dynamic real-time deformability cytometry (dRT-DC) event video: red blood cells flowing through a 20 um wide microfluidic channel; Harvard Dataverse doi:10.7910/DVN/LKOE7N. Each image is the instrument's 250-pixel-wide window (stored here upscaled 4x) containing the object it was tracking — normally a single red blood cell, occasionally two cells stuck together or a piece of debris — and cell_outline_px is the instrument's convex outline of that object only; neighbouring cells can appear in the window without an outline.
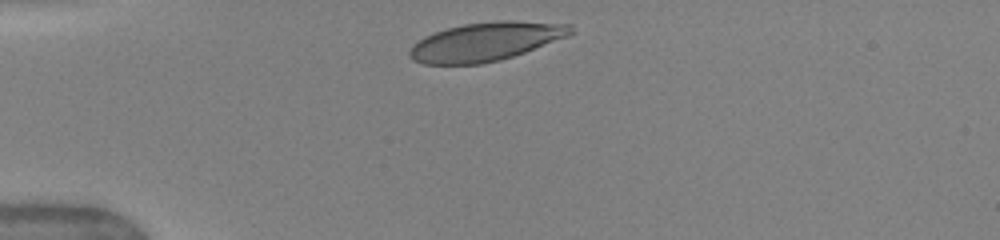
{"species": "human", "species_latin": "Homo sapiens", "temperature_condition": "warm", "stored_images_in_passage": 41, "camera_frame_rate_fps": 3000, "um_per_image_px": 0.085, "donor": {"sex": "female"}, "frame": {"image": 1, "passage_image": 1, "time_ms": 0.0, "image_size_px": [1000, 240], "cell_outline_px": [[576, 32], [568, 36], [524, 52], [500, 60], [484, 64], [424, 64], [412, 60], [408, 56], [408, 52], [412, 44], [424, 36], [448, 28], [464, 24], [496, 20], [512, 20], [572, 24]], "centroid_in_image_um": [41.29, 3.53], "position_along_channel_um": 43.7, "area_um2": 36.47}}
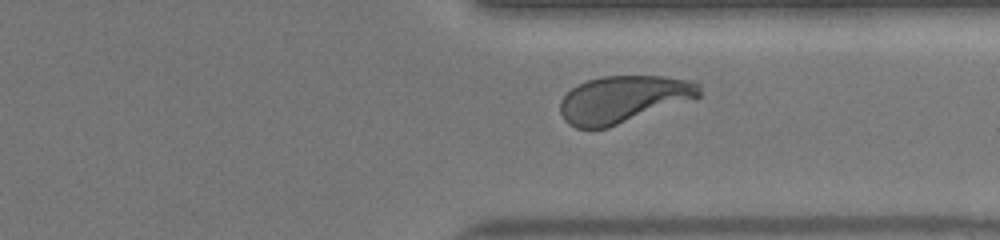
{"frame": {"image": 2, "passage_image": 35, "time_ms": 8.667, "image_size_px": [1000, 240], "cell_outline_px": [[700, 96], [696, 100], [608, 128], [576, 128], [568, 124], [564, 120], [560, 112], [560, 100], [572, 88], [588, 80], [604, 76], [664, 76], [696, 80], [700, 84]], "centroid_in_image_um": [53.06, 8.44], "position_along_channel_um": 358.3, "area_um2": 38.84}}
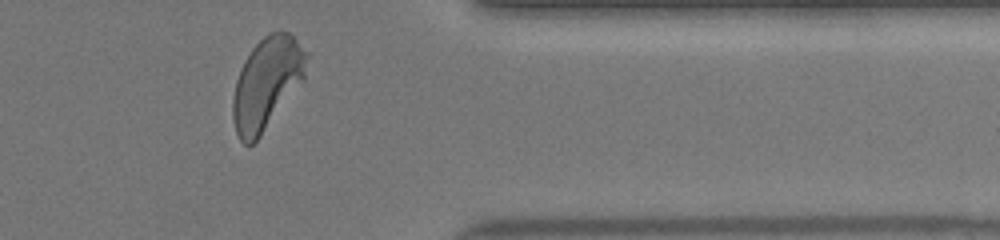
{"frame": {"image": 3, "passage_image": 39, "time_ms": 9.667, "image_size_px": [1000, 240], "cell_outline_px": [[308, 56], [304, 80], [260, 136], [252, 144], [244, 144], [240, 140], [236, 132], [232, 120], [232, 100], [236, 80], [240, 68], [244, 60], [252, 48], [268, 32], [280, 28], [288, 32], [308, 52]], "centroid_in_image_um": [22.68, 7.05], "position_along_channel_um": 388.7, "area_um2": 39.65}, "authors_computed_cell_mechanics": {"area_um2": 38.437, "velocity_mm_per_s": 3.9887, "shape_relaxation_time_tau1_ms": 3.0899, "shape_relaxation_time_tau2_ms": null, "deformation_change_tau1": 0.1778, "deformation_change_tau2": null}}